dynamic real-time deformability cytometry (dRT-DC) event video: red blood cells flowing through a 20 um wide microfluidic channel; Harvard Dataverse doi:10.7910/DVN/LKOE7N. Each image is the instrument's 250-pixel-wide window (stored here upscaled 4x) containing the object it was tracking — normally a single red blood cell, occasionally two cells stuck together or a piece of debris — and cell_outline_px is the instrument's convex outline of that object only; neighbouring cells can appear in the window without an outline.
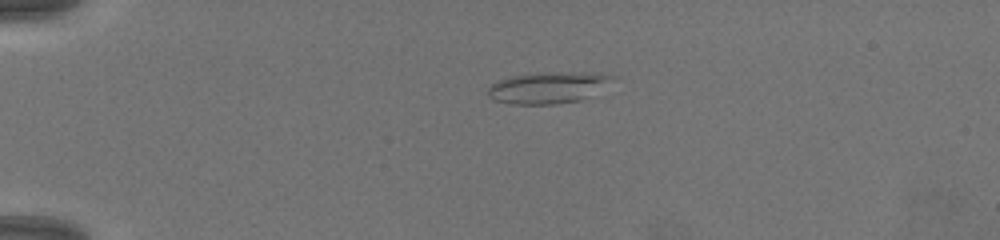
{"species": "common noctule bat (a hibernating species)", "species_latin": "Nyctalus noctula", "temperature_condition": "warm", "stored_images_in_passage": 52, "camera_frame_rate_fps": 3000, "um_per_image_px": 0.085, "animal": {"sex": "female", "body_mass_g": 19.5, "forearm_length_mm": 54.1}, "frame": {"image": 1, "passage_image": 1, "time_ms": 0.0, "image_size_px": [1000, 240], "cell_outline_px": [[616, 76], [588, 96], [580, 100], [556, 104], [512, 104], [496, 100], [488, 96], [488, 88], [492, 84], [500, 80], [512, 76]], "centroid_in_image_um": [46.37, 7.56], "position_along_channel_um": 38.6, "area_um2": 20.17}}
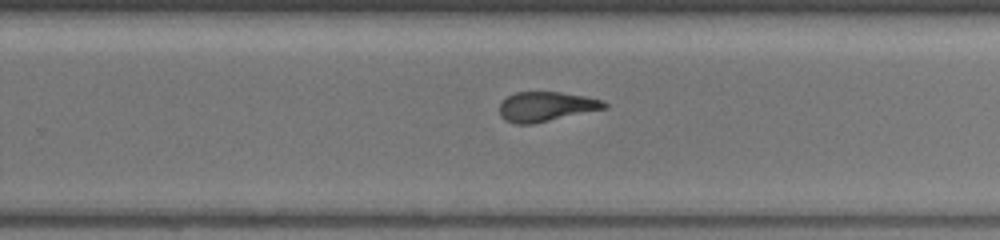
{"frame": {"image": 2, "passage_image": 30, "time_ms": 9.667, "image_size_px": [1000, 240], "cell_outline_px": [[608, 108], [532, 124], [516, 124], [504, 120], [500, 116], [500, 104], [508, 96], [516, 92], [560, 92], [588, 96], [604, 100], [608, 104]], "centroid_in_image_um": [46.46, 9.06], "position_along_channel_um": 283.3, "area_um2": 18.26}}
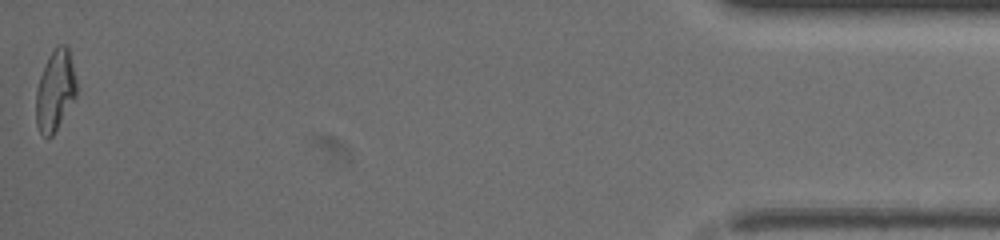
{"frame": {"image": 3, "passage_image": 52, "time_ms": 17.0, "image_size_px": [1000, 240], "cell_outline_px": [[76, 96], [52, 136], [48, 140], [40, 132], [36, 124], [36, 88], [40, 76], [48, 56], [56, 44], [68, 44], [76, 80]], "centroid_in_image_um": [4.68, 7.66], "position_along_channel_um": 430.5, "area_um2": 19.19}}